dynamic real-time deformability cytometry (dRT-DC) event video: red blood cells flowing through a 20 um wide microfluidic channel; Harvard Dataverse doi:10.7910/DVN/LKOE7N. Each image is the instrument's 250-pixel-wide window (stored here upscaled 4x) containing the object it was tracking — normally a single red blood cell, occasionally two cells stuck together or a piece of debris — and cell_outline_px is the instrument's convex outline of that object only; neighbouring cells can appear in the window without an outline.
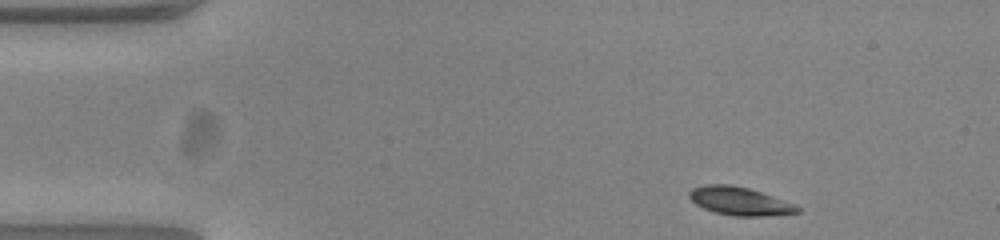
{"species": "common noctule bat (a hibernating species)", "species_latin": "Nyctalus noctula", "temperature_condition": "warm", "stored_images_in_passage": 47, "camera_frame_rate_fps": 3000, "um_per_image_px": 0.085, "animal": {"sex": "female", "body_mass_g": 23.0, "forearm_length_mm": 53.4}, "frame": {"image": 1, "passage_image": 1, "time_ms": 0.0, "image_size_px": [1000, 240], "cell_outline_px": [[800, 212], [764, 216], [732, 216], [716, 212], [704, 208], [696, 204], [688, 196], [688, 192], [692, 188], [708, 184], [732, 184], [748, 188], [796, 204], [800, 208]], "centroid_in_image_um": [62.86, 17.09], "position_along_channel_um": 22.1, "area_um2": 17.69}}
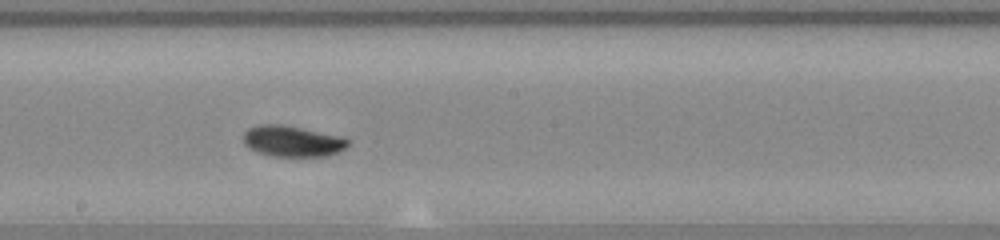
{"frame": {"image": 2, "passage_image": 23, "time_ms": 7.333, "image_size_px": [1000, 240], "cell_outline_px": [[352, 140], [340, 152], [328, 156], [272, 156], [256, 152], [244, 144], [244, 132], [248, 128], [260, 124], [284, 124], [344, 136]], "centroid_in_image_um": [24.9, 11.99], "position_along_channel_um": 223.3, "area_um2": 19.25}}
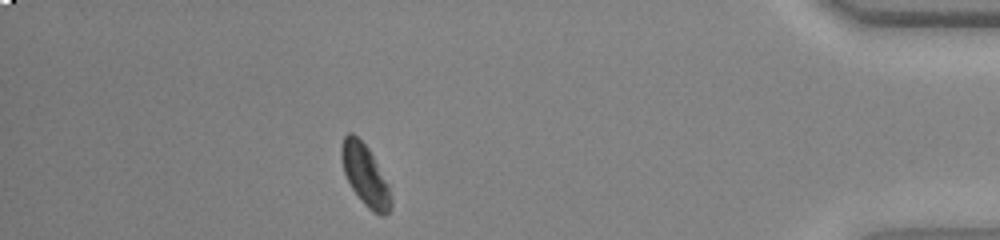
{"frame": {"image": 3, "passage_image": 41, "time_ms": 13.333, "image_size_px": [1000, 240], "cell_outline_px": [[392, 208], [384, 216], [380, 216], [372, 212], [364, 204], [352, 188], [344, 172], [340, 156], [340, 148], [344, 136], [348, 132], [352, 132], [368, 148], [388, 184], [392, 196]], "centroid_in_image_um": [31.04, 14.91], "position_along_channel_um": 404.2, "area_um2": 17.57}, "authors_computed_cell_mechanics": {"area_um2": 17.918, "velocity_mm_per_s": 3.836, "shape_relaxation_time_tau1_ms": 2.1824, "shape_relaxation_time_tau2_ms": 5.0318, "deformation_change_tau1": 0.115, "deformation_change_tau2": 0.0789}}